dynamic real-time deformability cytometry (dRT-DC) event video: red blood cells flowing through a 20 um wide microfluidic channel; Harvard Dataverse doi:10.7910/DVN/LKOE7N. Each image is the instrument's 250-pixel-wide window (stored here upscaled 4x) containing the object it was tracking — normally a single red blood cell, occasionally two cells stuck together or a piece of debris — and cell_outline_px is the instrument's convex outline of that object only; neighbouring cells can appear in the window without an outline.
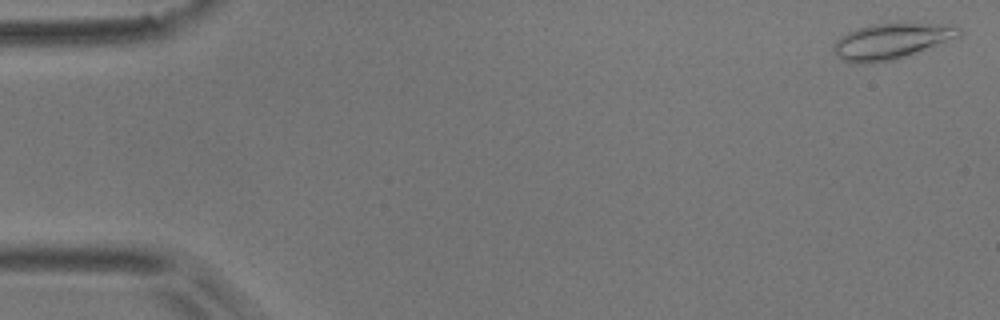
{"species": "common noctule bat (a hibernating species)", "species_latin": "Nyctalus noctula", "temperature_condition": "room temperature", "stored_images_in_passage": 37, "camera_frame_rate_fps": 3000, "um_per_image_px": 0.085, "animal": {"sex": "male", "body_mass_g": 17.9}, "frame": {"image": 1, "passage_image": 2, "time_ms": 0.333, "image_size_px": [1000, 320], "cell_outline_px": [[964, 32], [960, 36], [908, 56], [896, 60], [872, 64], [848, 64], [832, 48], [836, 40], [840, 36], [856, 28], [872, 24], [956, 24]], "centroid_in_image_um": [75.78, 3.52], "position_along_channel_um": 9.2, "area_um2": 26.36}}
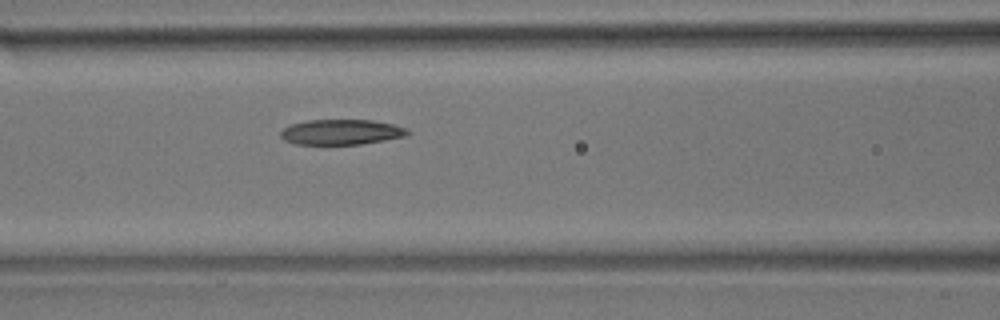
{"frame": {"image": 2, "passage_image": 23, "time_ms": 7.333, "image_size_px": [1000, 320], "cell_outline_px": [[408, 132], [404, 136], [384, 140], [360, 144], [296, 144], [284, 140], [280, 136], [280, 132], [284, 128], [292, 124], [308, 120], [372, 120], [392, 124], [408, 128]], "centroid_in_image_um": [28.98, 11.22], "position_along_channel_um": 137.6, "area_um2": 18.5}}
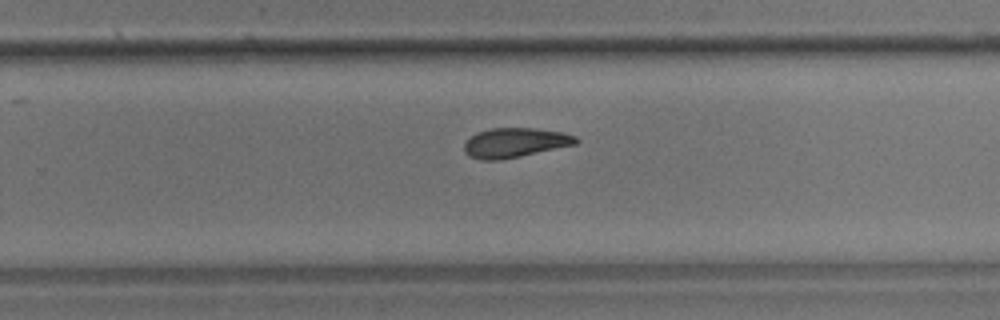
{"frame": {"image": 3, "passage_image": 35, "time_ms": 11.333, "image_size_px": [1000, 320], "cell_outline_px": [[580, 140], [576, 144], [520, 156], [500, 160], [480, 160], [468, 156], [464, 152], [464, 144], [476, 132], [492, 128], [536, 128], [564, 132], [576, 136]], "centroid_in_image_um": [43.77, 12.12], "position_along_channel_um": 286.0, "area_um2": 19.31}}